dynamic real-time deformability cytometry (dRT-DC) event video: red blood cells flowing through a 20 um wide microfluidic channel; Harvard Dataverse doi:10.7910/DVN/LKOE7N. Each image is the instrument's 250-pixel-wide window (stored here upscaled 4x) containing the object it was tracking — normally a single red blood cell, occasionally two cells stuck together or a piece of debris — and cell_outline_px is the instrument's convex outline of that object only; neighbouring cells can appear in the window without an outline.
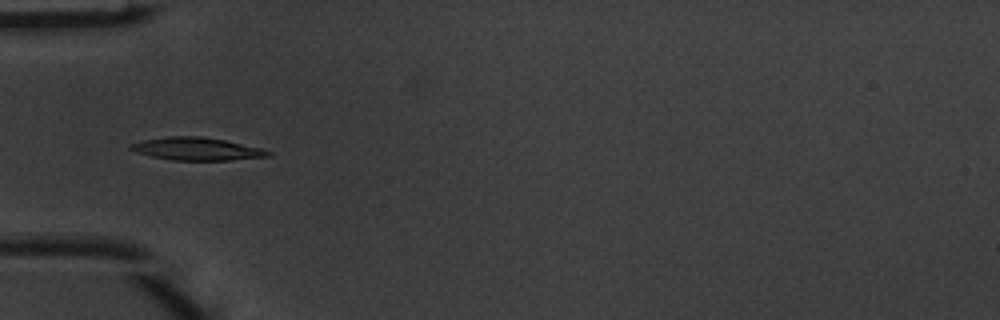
{"species": "common noctule bat (a hibernating species)", "species_latin": "Nyctalus noctula", "temperature_condition": "warm", "stored_images_in_passage": 6, "camera_frame_rate_fps": 3000, "um_per_image_px": 0.085, "animal": {"sex": "male", "body_mass_g": 20.1, "forearm_length_mm": 53.5}, "frame": {"image": 1, "passage_image": 5, "time_ms": 1.333, "image_size_px": [1000, 320], "cell_outline_px": [[272, 156], [232, 160], [172, 160], [152, 156], [136, 152], [128, 148], [128, 144], [144, 140], [168, 136], [204, 136], [224, 140], [260, 148], [272, 152]], "centroid_in_image_um": [16.72, 12.65], "position_along_channel_um": 68.3, "area_um2": 18.21}}
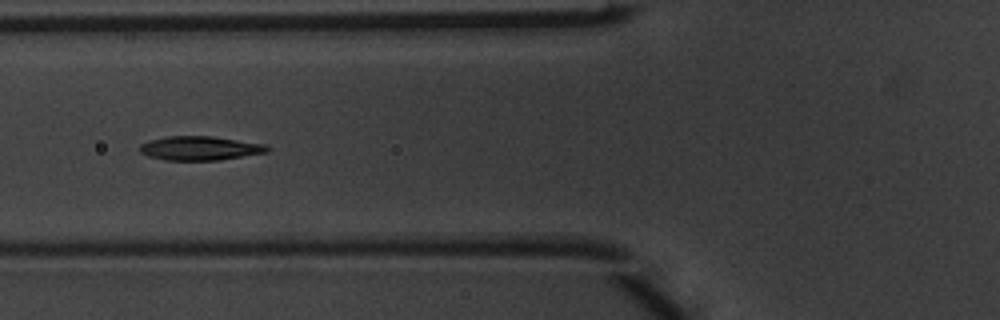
{"frame": {"image": 2, "passage_image": 6, "time_ms": 1.667, "image_size_px": [1000, 320], "cell_outline_px": [[272, 148], [268, 152], [220, 160], [164, 160], [148, 156], [140, 152], [140, 144], [152, 140], [168, 136], [212, 136], [264, 144]], "centroid_in_image_um": [17.02, 12.6], "position_along_channel_um": 108.8, "area_um2": 17.8}}